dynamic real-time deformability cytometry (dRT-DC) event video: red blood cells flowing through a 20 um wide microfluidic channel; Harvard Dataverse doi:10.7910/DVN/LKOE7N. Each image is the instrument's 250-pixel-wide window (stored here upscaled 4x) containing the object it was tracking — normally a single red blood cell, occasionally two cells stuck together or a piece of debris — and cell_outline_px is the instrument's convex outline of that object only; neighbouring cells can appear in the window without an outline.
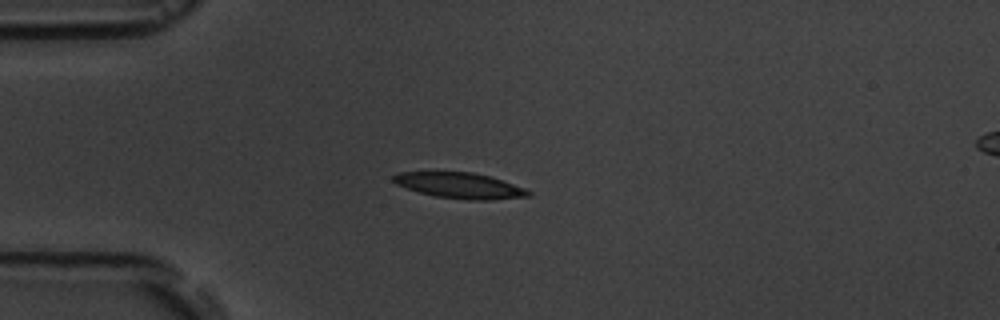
{"species": "common noctule bat (a hibernating species)", "species_latin": "Nyctalus noctula", "temperature_condition": "room temperature", "stored_images_in_passage": 8, "camera_frame_rate_fps": 3000, "um_per_image_px": 0.085, "animal": {"sex": "male", "body_mass_g": 19.5, "forearm_length_mm": 54.6}, "frame": {"image": 1, "passage_image": 4, "time_ms": 3.333, "image_size_px": [1000, 320], "cell_outline_px": [[532, 196], [488, 200], [468, 200], [436, 196], [420, 192], [396, 184], [392, 180], [392, 176], [396, 172], [472, 172], [488, 176], [524, 188], [532, 192]], "centroid_in_image_um": [39.07, 15.77], "position_along_channel_um": 45.9, "area_um2": 20.0}}
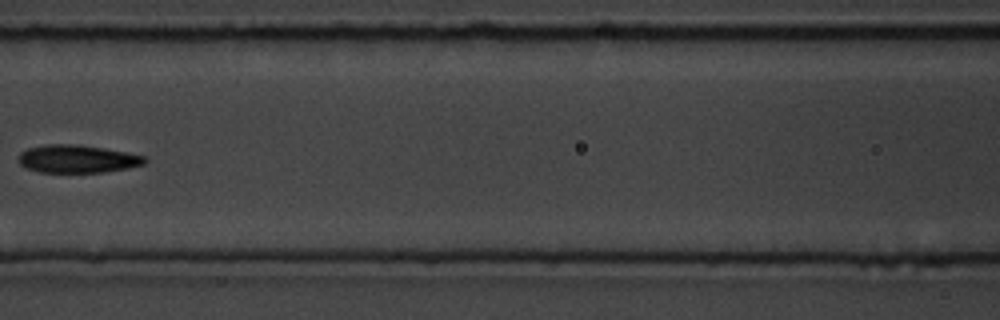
{"frame": {"image": 2, "passage_image": 7, "time_ms": 7.0, "image_size_px": [1000, 320], "cell_outline_px": [[148, 160], [144, 164], [128, 168], [104, 172], [40, 172], [24, 168], [16, 160], [20, 152], [28, 148], [48, 144], [76, 144], [104, 148], [128, 152], [144, 156]], "centroid_in_image_um": [6.55, 13.5], "position_along_channel_um": 160.1, "area_um2": 20.69}}
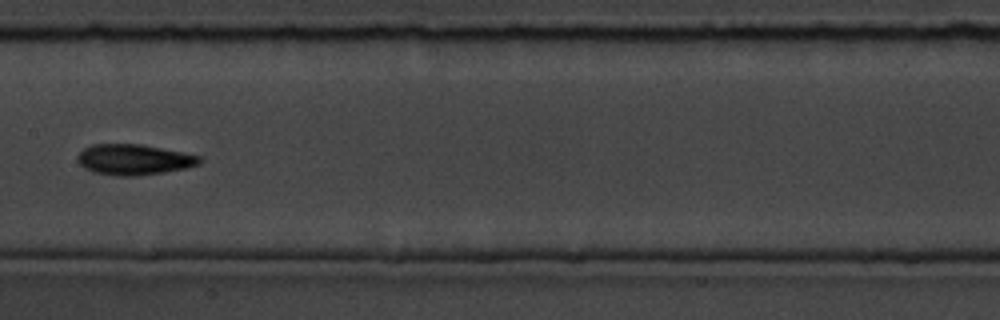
{"frame": {"image": 3, "passage_image": 8, "time_ms": 8.0, "image_size_px": [1000, 320], "cell_outline_px": [[204, 160], [200, 164], [184, 168], [164, 172], [132, 176], [116, 176], [92, 172], [84, 168], [76, 160], [76, 156], [84, 148], [92, 144], [140, 144], [184, 152], [200, 156]], "centroid_in_image_um": [11.37, 13.56], "position_along_channel_um": 196.0, "area_um2": 21.91}}